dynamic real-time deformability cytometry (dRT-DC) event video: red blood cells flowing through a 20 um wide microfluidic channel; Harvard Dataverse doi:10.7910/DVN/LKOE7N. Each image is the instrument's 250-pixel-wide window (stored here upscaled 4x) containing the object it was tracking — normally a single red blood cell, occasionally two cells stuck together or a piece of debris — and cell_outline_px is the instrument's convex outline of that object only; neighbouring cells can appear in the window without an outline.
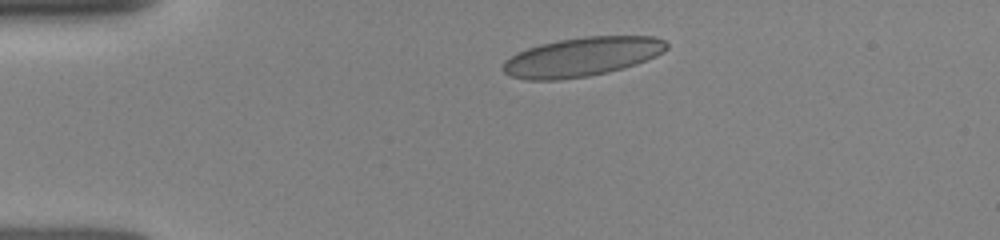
{"species": "human", "species_latin": "Homo sapiens", "temperature_condition": "room temperature", "stored_images_in_passage": 35, "camera_frame_rate_fps": 3000, "um_per_image_px": 0.085, "donor": {"sex": "female"}, "frame": {"image": 1, "passage_image": 1, "time_ms": 0.0, "image_size_px": [1000, 240], "cell_outline_px": [[668, 48], [664, 52], [656, 56], [636, 64], [608, 72], [588, 76], [556, 80], [528, 80], [508, 76], [504, 72], [504, 60], [516, 52], [540, 44], [560, 40], [584, 36], [652, 36], [664, 40], [668, 44]], "centroid_in_image_um": [49.46, 4.83], "position_along_channel_um": 35.5, "area_um2": 37.28}}
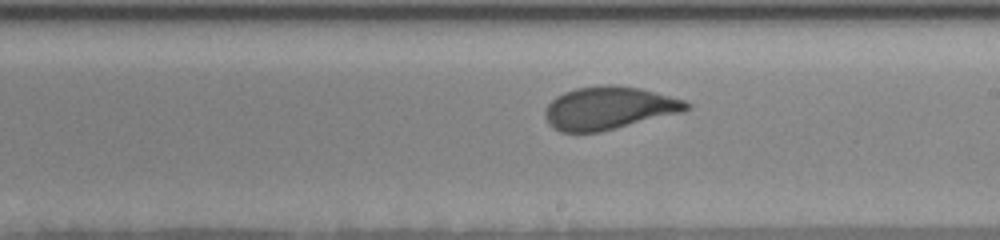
{"frame": {"image": 2, "passage_image": 13, "time_ms": 6.0, "image_size_px": [1000, 240], "cell_outline_px": [[692, 104], [688, 108], [680, 112], [600, 132], [560, 132], [552, 128], [548, 124], [544, 116], [544, 112], [548, 104], [556, 96], [564, 92], [576, 88], [604, 84], [616, 84], [640, 88], [684, 100]], "centroid_in_image_um": [51.69, 9.18], "position_along_channel_um": 237.3, "area_um2": 35.2}}
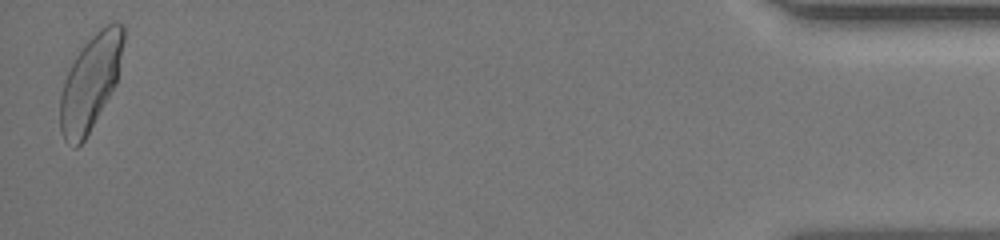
{"frame": {"image": 3, "passage_image": 35, "time_ms": 12.667, "image_size_px": [1000, 240], "cell_outline_px": [[124, 40], [116, 84], [84, 140], [76, 148], [64, 140], [60, 132], [60, 96], [64, 80], [76, 56], [84, 44], [100, 28], [116, 20], [124, 24]], "centroid_in_image_um": [7.69, 6.99], "position_along_channel_um": 427.5, "area_um2": 34.68}}